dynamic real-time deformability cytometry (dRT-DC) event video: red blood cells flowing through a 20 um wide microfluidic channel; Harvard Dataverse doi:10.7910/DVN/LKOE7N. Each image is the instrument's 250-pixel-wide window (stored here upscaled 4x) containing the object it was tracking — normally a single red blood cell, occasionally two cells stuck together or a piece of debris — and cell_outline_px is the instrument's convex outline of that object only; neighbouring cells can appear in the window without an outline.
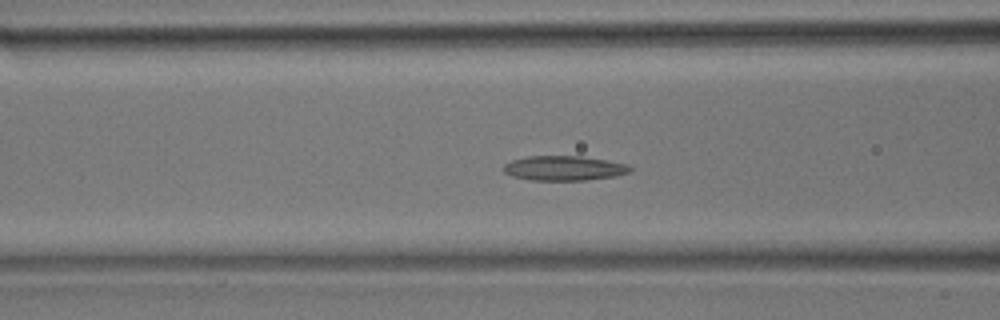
{"species": "common noctule bat (a hibernating species)", "species_latin": "Nyctalus noctula", "temperature_condition": "room temperature", "stored_images_in_passage": 34, "camera_frame_rate_fps": 3000, "um_per_image_px": 0.085, "animal": {"sex": "male", "body_mass_g": 17.9}, "frame": {"image": 1, "passage_image": 8, "time_ms": 2.333, "image_size_px": [1000, 320], "cell_outline_px": [[632, 172], [616, 176], [584, 180], [532, 180], [512, 176], [504, 172], [504, 164], [512, 160], [528, 156], [580, 156], [628, 164], [632, 168]], "centroid_in_image_um": [47.96, 14.3], "position_along_channel_um": 118.6, "area_um2": 18.15}}
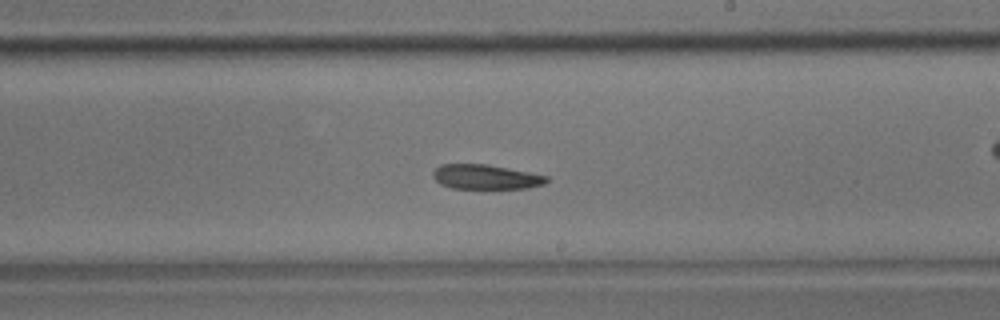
{"frame": {"image": 2, "passage_image": 16, "time_ms": 5.0, "image_size_px": [1000, 320], "cell_outline_px": [[548, 180], [544, 184], [528, 188], [452, 188], [440, 184], [432, 176], [432, 172], [440, 164], [484, 164], [528, 172], [548, 176]], "centroid_in_image_um": [41.25, 15.04], "position_along_channel_um": 247.7, "area_um2": 16.13}}
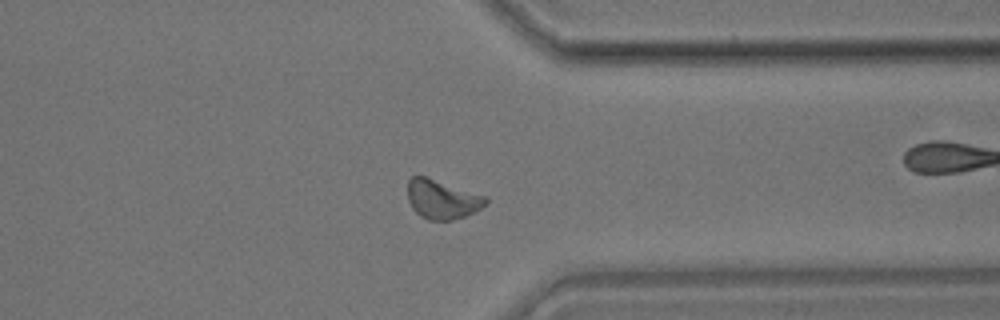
{"frame": {"image": 3, "passage_image": 24, "time_ms": 7.667, "image_size_px": [1000, 320], "cell_outline_px": [[488, 200], [480, 208], [464, 216], [452, 220], [428, 220], [420, 216], [412, 208], [408, 200], [408, 180], [412, 176], [424, 176], [488, 196]], "centroid_in_image_um": [37.56, 16.94], "position_along_channel_um": 373.8, "area_um2": 17.69}}